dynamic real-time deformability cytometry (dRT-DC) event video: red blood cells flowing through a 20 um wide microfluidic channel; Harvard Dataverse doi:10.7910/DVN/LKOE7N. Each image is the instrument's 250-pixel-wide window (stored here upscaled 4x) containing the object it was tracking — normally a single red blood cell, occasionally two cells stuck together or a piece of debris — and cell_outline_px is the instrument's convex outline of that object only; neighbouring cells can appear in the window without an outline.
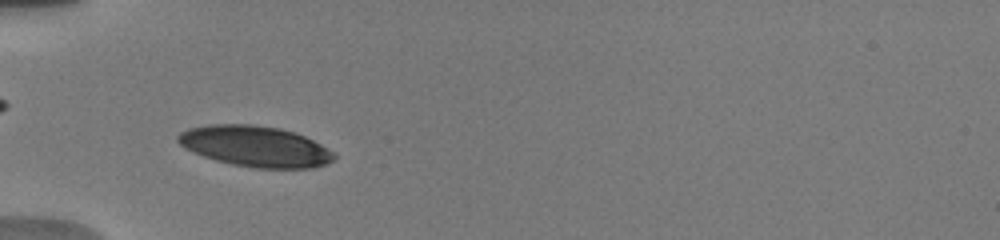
{"species": "human", "species_latin": "Homo sapiens", "temperature_condition": "warm", "stored_images_in_passage": 39, "camera_frame_rate_fps": 3000, "um_per_image_px": 0.085, "donor": {"sex": "male"}, "frame": {"image": 1, "passage_image": 8, "time_ms": 2.667, "image_size_px": [1000, 240], "cell_outline_px": [[336, 156], [332, 160], [324, 164], [312, 168], [256, 168], [232, 164], [216, 160], [192, 152], [184, 148], [176, 140], [176, 136], [180, 132], [188, 128], [208, 124], [252, 124], [280, 128], [304, 136], [320, 144], [332, 152]], "centroid_in_image_um": [21.63, 12.43], "position_along_channel_um": 63.4, "area_um2": 36.99}}
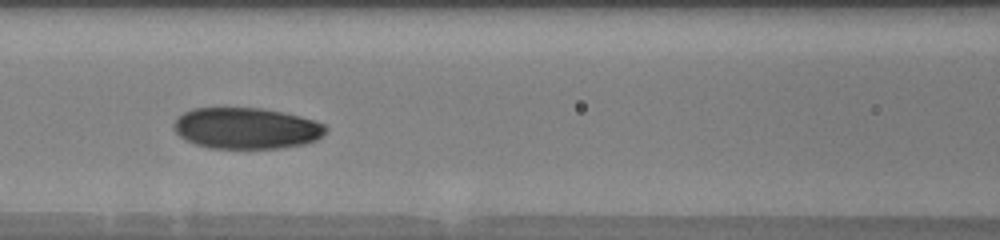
{"frame": {"image": 2, "passage_image": 14, "time_ms": 5.0, "image_size_px": [1000, 240], "cell_outline_px": [[328, 128], [316, 140], [304, 144], [284, 148], [208, 148], [184, 140], [172, 128], [172, 124], [184, 112], [196, 108], [260, 108], [284, 112], [316, 120], [324, 124]], "centroid_in_image_um": [20.94, 10.9], "position_along_channel_um": 145.7, "area_um2": 36.59}}
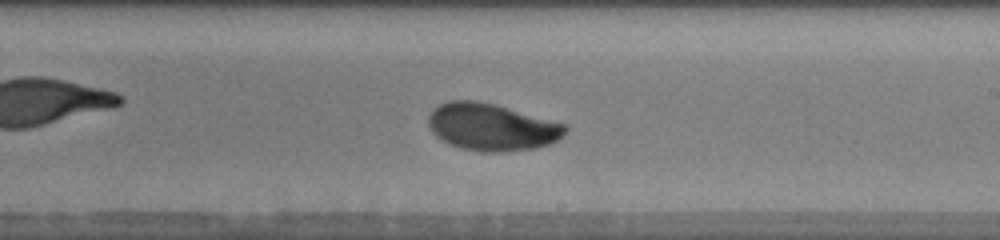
{"frame": {"image": 3, "passage_image": 22, "time_ms": 7.667, "image_size_px": [1000, 240], "cell_outline_px": [[568, 128], [564, 136], [548, 144], [536, 148], [496, 152], [480, 152], [460, 148], [436, 136], [432, 132], [428, 124], [428, 116], [432, 108], [448, 100], [476, 100], [496, 104], [568, 124]], "centroid_in_image_um": [41.81, 10.78], "position_along_channel_um": 247.2, "area_um2": 37.92}, "authors_computed_cell_mechanics": {"area_um2": 35.836, "velocity_mm_per_s": 3.809, "shape_relaxation_time_tau1_ms": 2.7087, "shape_relaxation_time_tau2_ms": 1.7006, "deformation_change_tau1": 0.1275, "deformation_change_tau2": 0.0565}}